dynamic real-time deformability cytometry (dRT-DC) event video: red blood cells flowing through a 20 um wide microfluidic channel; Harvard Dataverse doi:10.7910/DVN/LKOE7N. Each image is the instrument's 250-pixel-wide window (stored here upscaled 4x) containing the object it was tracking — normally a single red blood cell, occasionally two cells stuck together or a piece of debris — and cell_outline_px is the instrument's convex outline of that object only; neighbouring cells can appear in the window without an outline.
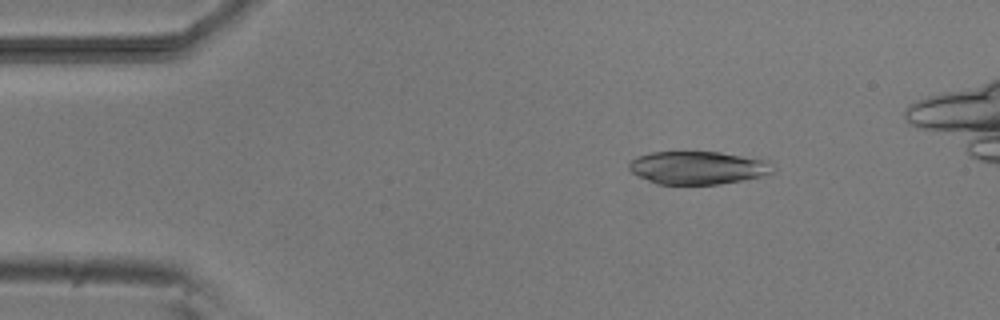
{"species": "common noctule bat (a hibernating species)", "species_latin": "Nyctalus noctula", "temperature_condition": "room temperature", "stored_images_in_passage": 39, "camera_frame_rate_fps": 3000, "um_per_image_px": 0.085, "animal": {"sex": "male", "body_mass_g": 20.5, "forearm_length_mm": 52.5}, "frame": {"image": 1, "passage_image": 1, "time_ms": 0.0, "image_size_px": [1000, 320], "cell_outline_px": [[776, 172], [760, 176], [720, 184], [656, 184], [632, 172], [628, 168], [628, 164], [636, 156], [652, 152], [720, 152], [768, 160], [776, 164]], "centroid_in_image_um": [59.37, 14.25], "position_along_channel_um": 25.6, "area_um2": 27.8}}
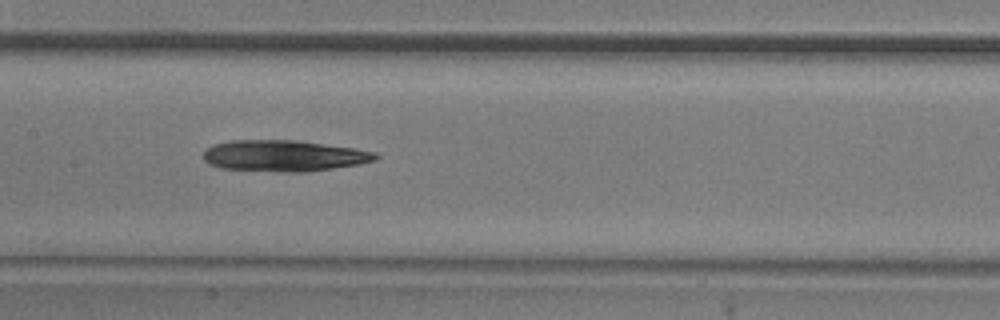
{"frame": {"image": 2, "passage_image": 18, "time_ms": 5.667, "image_size_px": [1000, 320], "cell_outline_px": [[380, 156], [376, 160], [356, 164], [308, 172], [280, 172], [220, 168], [208, 164], [204, 160], [204, 152], [208, 148], [216, 144], [232, 140], [296, 140], [356, 148], [376, 152]], "centroid_in_image_um": [24.15, 13.24], "position_along_channel_um": 183.3, "area_um2": 31.33}}
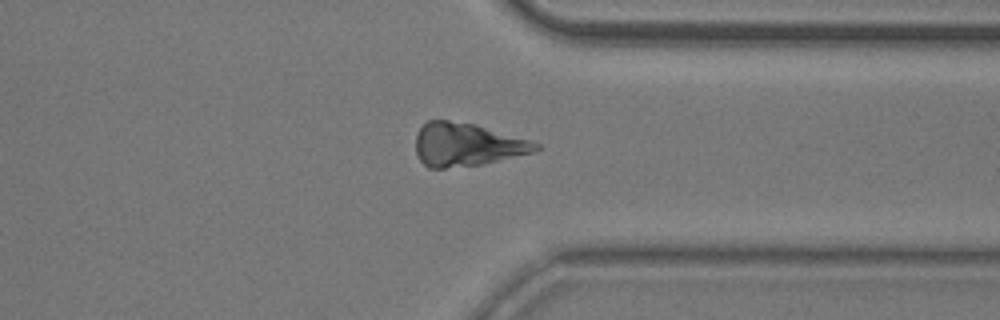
{"frame": {"image": 3, "passage_image": 33, "time_ms": 10.667, "image_size_px": [1000, 320], "cell_outline_px": [[540, 148], [536, 152], [480, 164], [444, 168], [428, 168], [416, 156], [416, 136], [420, 128], [428, 120], [448, 120], [476, 124], [528, 140], [540, 144]], "centroid_in_image_um": [39.66, 12.29], "position_along_channel_um": 371.7, "area_um2": 30.0}}